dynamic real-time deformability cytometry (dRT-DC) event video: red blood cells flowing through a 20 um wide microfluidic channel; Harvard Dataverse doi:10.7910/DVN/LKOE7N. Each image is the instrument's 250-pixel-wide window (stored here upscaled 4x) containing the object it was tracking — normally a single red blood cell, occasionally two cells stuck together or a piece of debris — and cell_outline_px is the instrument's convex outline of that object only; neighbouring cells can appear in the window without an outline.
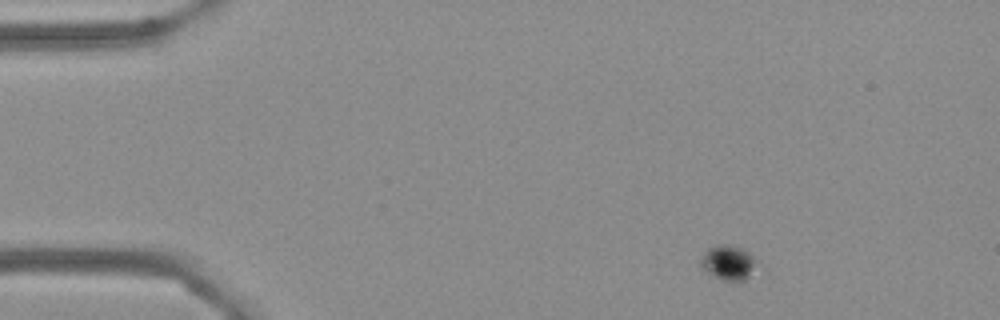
{"species": "Egyptian fruit bat (a non-hibernating species)", "species_latin": "Rousettus aegyptiacus", "temperature_condition": "cold", "stored_images_in_passage": 8, "camera_frame_rate_fps": 3000, "um_per_image_px": 0.085, "frame": {"image": 1, "passage_image": 1, "time_ms": 0.0, "image_size_px": [1000, 320], "cell_outline_px": [[768, 276], [744, 284], [728, 284], [704, 272], [700, 268], [700, 256], [708, 248], [716, 244], [732, 244], [744, 248], [760, 260], [768, 268]], "centroid_in_image_um": [62.25, 22.48], "position_along_channel_um": 22.8, "area_um2": 14.45}}